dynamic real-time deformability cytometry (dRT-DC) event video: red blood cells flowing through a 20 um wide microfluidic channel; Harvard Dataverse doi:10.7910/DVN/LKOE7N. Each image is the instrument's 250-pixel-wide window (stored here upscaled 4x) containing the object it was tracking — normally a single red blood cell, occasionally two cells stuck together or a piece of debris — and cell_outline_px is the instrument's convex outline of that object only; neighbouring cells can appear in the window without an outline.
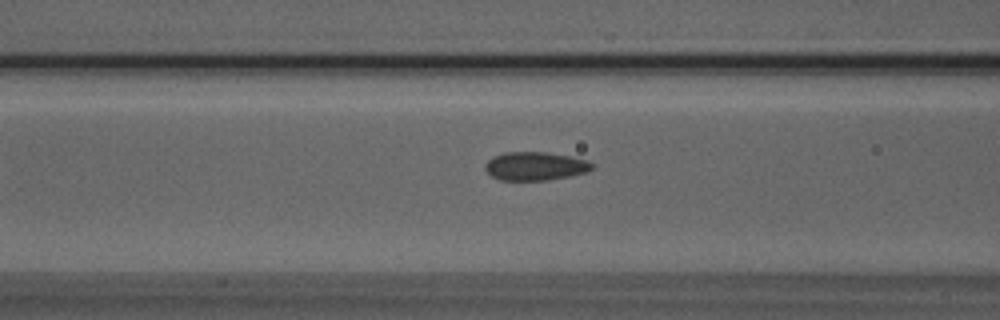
{"species": "Egyptian fruit bat (a non-hibernating species)", "species_latin": "Rousettus aegyptiacus", "temperature_condition": "room temperature", "stored_images_in_passage": 37, "camera_frame_rate_fps": 3000, "um_per_image_px": 0.085, "animal": {"sex": "male"}, "frame": {"image": 1, "passage_image": 6, "time_ms": 1.667, "image_size_px": [1000, 320], "cell_outline_px": [[592, 168], [584, 172], [568, 176], [548, 180], [500, 180], [492, 176], [484, 168], [484, 164], [492, 156], [504, 152], [544, 152], [568, 156], [588, 160], [592, 164]], "centroid_in_image_um": [45.43, 14.11], "position_along_channel_um": 121.2, "area_um2": 17.57}}
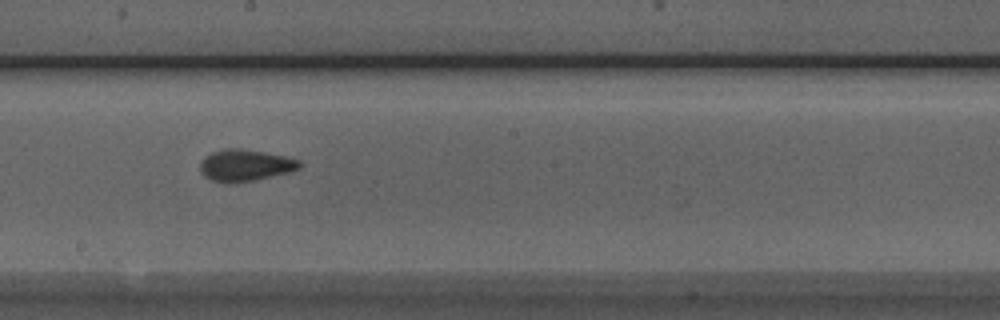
{"frame": {"image": 2, "passage_image": 14, "time_ms": 4.333, "image_size_px": [1000, 320], "cell_outline_px": [[304, 164], [300, 168], [288, 172], [256, 180], [232, 184], [228, 184], [212, 180], [204, 176], [200, 172], [200, 160], [204, 156], [212, 152], [224, 148], [240, 148], [264, 152], [284, 156], [300, 160]], "centroid_in_image_um": [20.82, 14.06], "position_along_channel_um": 227.4, "area_um2": 18.67}}
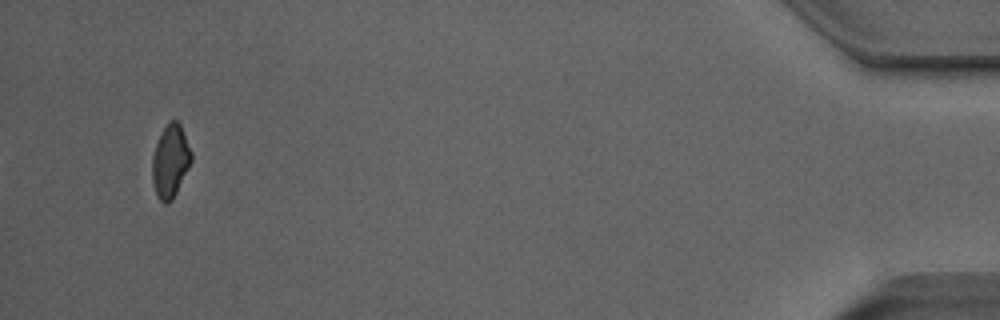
{"frame": {"image": 3, "passage_image": 35, "time_ms": 11.333, "image_size_px": [1000, 320], "cell_outline_px": [[192, 160], [172, 200], [168, 204], [164, 204], [160, 200], [152, 184], [152, 156], [156, 144], [164, 128], [172, 120], [176, 120], [180, 124], [192, 152]], "centroid_in_image_um": [14.48, 13.72], "position_along_channel_um": 420.7, "area_um2": 16.36}, "authors_computed_cell_mechanics": {"area_um2": 17.5134, "velocity_mm_per_s": 3.983, "shape_relaxation_time_tau1_ms": 10.9985, "shape_relaxation_time_tau2_ms": 1.2211, "deformation_change_tau1": 0.19, "deformation_change_tau2": 0.0446}}